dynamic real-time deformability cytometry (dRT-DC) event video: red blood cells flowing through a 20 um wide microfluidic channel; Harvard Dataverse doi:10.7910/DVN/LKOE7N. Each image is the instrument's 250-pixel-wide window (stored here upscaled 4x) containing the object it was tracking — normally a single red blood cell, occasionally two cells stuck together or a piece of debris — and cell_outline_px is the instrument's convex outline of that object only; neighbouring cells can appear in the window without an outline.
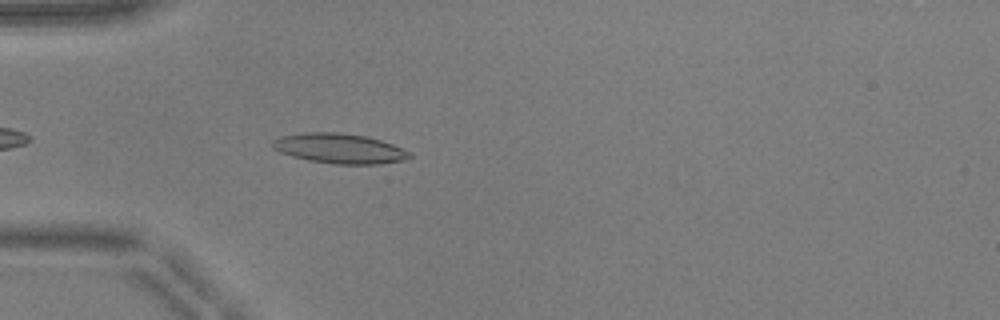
{"species": "common noctule bat (a hibernating species)", "species_latin": "Nyctalus noctula", "temperature_condition": "warm", "stored_images_in_passage": 35, "camera_frame_rate_fps": 3000, "um_per_image_px": 0.085, "animal": {"sex": "male", "body_mass_g": 17.9, "forearm_length_mm": 54.2}, "frame": {"image": 1, "passage_image": 4, "time_ms": 1.0, "image_size_px": [1000, 320], "cell_outline_px": [[412, 156], [404, 160], [380, 164], [336, 164], [308, 160], [292, 156], [280, 152], [272, 148], [272, 140], [280, 136], [304, 132], [336, 132], [368, 136], [392, 144], [412, 152]], "centroid_in_image_um": [28.85, 12.61], "position_along_channel_um": 56.1, "area_um2": 24.04}}
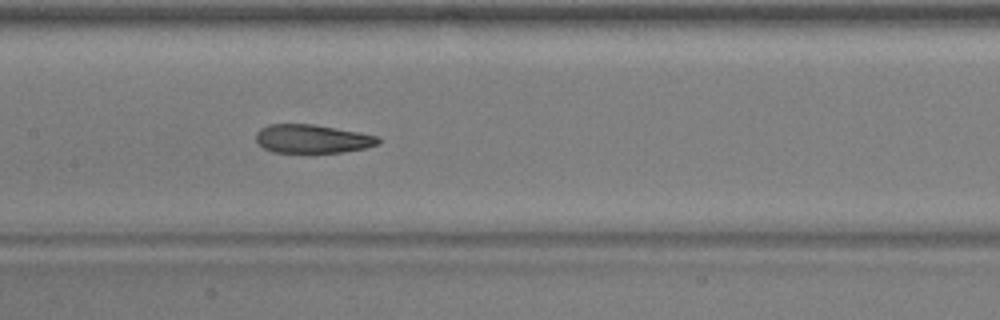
{"frame": {"image": 2, "passage_image": 14, "time_ms": 4.333, "image_size_px": [1000, 320], "cell_outline_px": [[380, 144], [364, 148], [340, 152], [272, 152], [264, 148], [256, 140], [256, 132], [260, 128], [268, 124], [312, 124], [360, 132], [380, 136]], "centroid_in_image_um": [26.56, 11.79], "position_along_channel_um": 180.8, "area_um2": 20.35}}
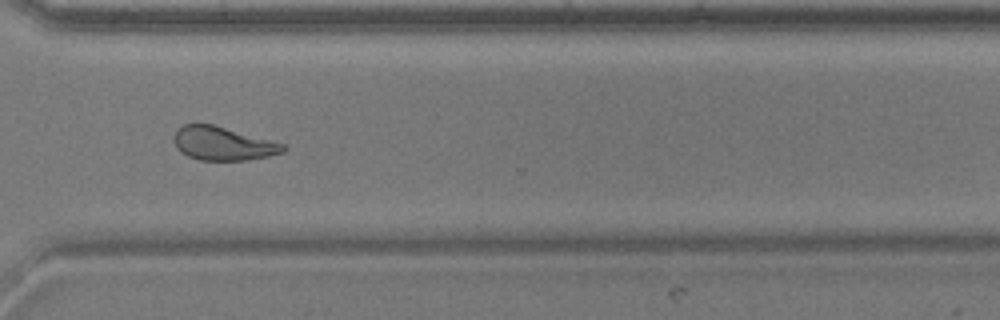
{"frame": {"image": 3, "passage_image": 27, "time_ms": 8.667, "image_size_px": [1000, 320], "cell_outline_px": [[288, 148], [284, 152], [268, 156], [244, 160], [200, 160], [188, 156], [180, 152], [176, 148], [172, 140], [172, 136], [176, 128], [184, 124], [212, 124], [284, 144]], "centroid_in_image_um": [18.88, 12.2], "position_along_channel_um": 351.7, "area_um2": 21.39}, "authors_computed_cell_mechanics": {"area_um2": 21.7328, "velocity_mm_per_s": 3.9415, "shape_relaxation_time_tau1_ms": null, "shape_relaxation_time_tau2_ms": 2.1998, "deformation_change_tau1": null, "deformation_change_tau2": 0.1099}}